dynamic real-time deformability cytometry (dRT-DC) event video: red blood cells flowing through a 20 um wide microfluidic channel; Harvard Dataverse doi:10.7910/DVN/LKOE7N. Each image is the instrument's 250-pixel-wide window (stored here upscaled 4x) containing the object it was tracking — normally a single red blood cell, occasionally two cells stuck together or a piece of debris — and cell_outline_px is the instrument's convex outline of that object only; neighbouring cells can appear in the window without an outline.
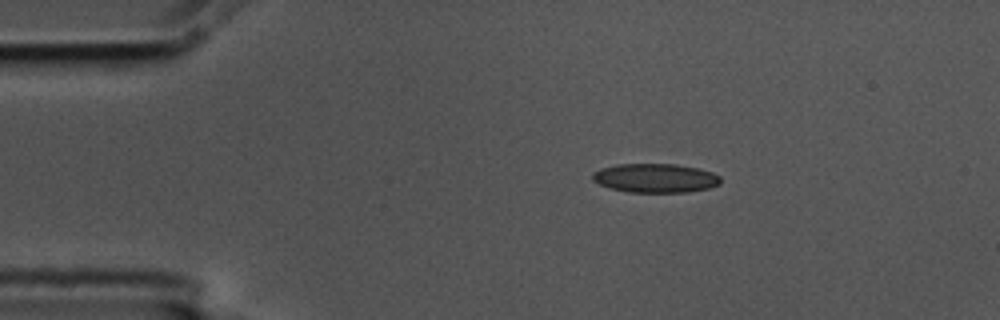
{"species": "common noctule bat (a hibernating species)", "species_latin": "Nyctalus noctula", "temperature_condition": "cold", "stored_images_in_passage": 3, "camera_frame_rate_fps": 3000, "um_per_image_px": 0.085, "animal": {"sex": "male", "body_mass_g": 17.5, "forearm_length_mm": 52.3}, "frame": {"image": 1, "passage_image": 1, "time_ms": 0.0, "image_size_px": [1000, 320], "cell_outline_px": [[720, 184], [708, 188], [688, 192], [628, 192], [608, 188], [592, 180], [592, 172], [600, 168], [616, 164], [676, 164], [696, 168], [712, 172], [720, 176]], "centroid_in_image_um": [55.66, 15.13], "position_along_channel_um": 29.3, "area_um2": 21.73}}